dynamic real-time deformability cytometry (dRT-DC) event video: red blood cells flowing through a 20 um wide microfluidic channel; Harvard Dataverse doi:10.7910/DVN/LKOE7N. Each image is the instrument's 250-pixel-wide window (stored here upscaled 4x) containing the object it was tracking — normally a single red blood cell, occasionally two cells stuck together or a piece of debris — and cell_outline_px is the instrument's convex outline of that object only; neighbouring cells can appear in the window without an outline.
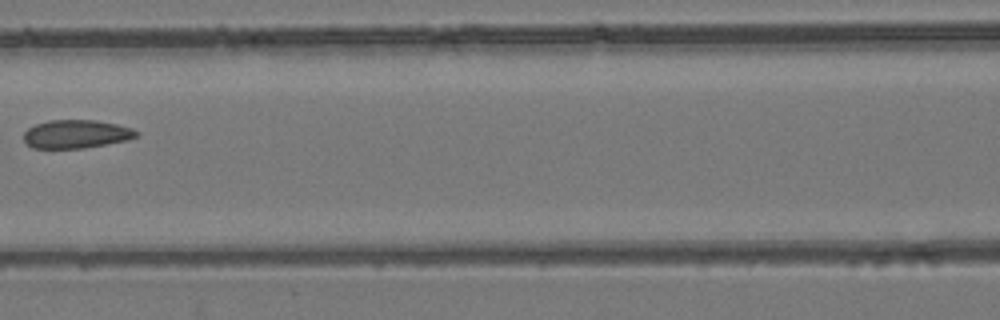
{"species": "common noctule bat (a hibernating species)", "species_latin": "Nyctalus noctula", "temperature_condition": "room temperature", "stored_images_in_passage": 8, "camera_frame_rate_fps": 3000, "um_per_image_px": 0.085, "animal": {"sex": "female", "body_mass_g": 24.6, "forearm_length_mm": 56.2}, "frame": {"image": 1, "passage_image": 7, "time_ms": 8.0, "image_size_px": [1000, 320], "cell_outline_px": [[140, 136], [128, 140], [84, 148], [32, 148], [24, 140], [24, 132], [28, 128], [36, 124], [48, 120], [96, 120], [116, 124], [132, 128], [140, 132]], "centroid_in_image_um": [6.51, 11.39], "position_along_channel_um": 160.1, "area_um2": 18.73}}
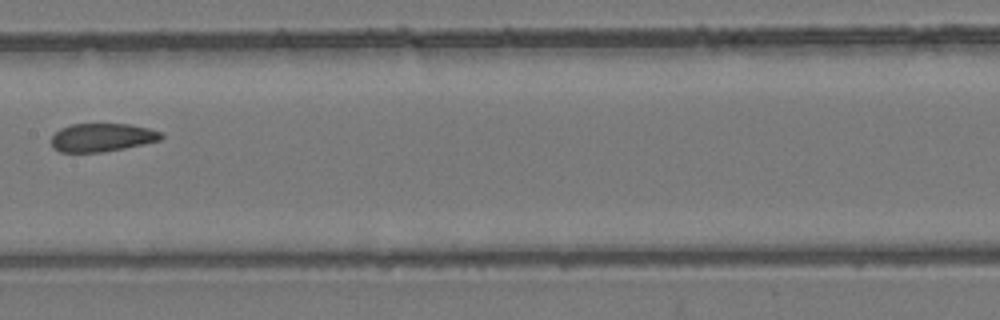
{"frame": {"image": 2, "passage_image": 8, "time_ms": 9.0, "image_size_px": [1000, 320], "cell_outline_px": [[164, 136], [160, 140], [124, 148], [104, 152], [60, 152], [52, 148], [52, 136], [60, 128], [72, 124], [128, 124], [148, 128], [164, 132]], "centroid_in_image_um": [8.68, 11.68], "position_along_channel_um": 198.7, "area_um2": 18.15}}